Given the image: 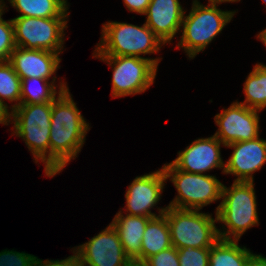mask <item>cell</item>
<instances>
[{
	"label": "cell",
	"mask_w": 266,
	"mask_h": 266,
	"mask_svg": "<svg viewBox=\"0 0 266 266\" xmlns=\"http://www.w3.org/2000/svg\"><path fill=\"white\" fill-rule=\"evenodd\" d=\"M21 17H68L67 0H8Z\"/></svg>",
	"instance_id": "cell-20"
},
{
	"label": "cell",
	"mask_w": 266,
	"mask_h": 266,
	"mask_svg": "<svg viewBox=\"0 0 266 266\" xmlns=\"http://www.w3.org/2000/svg\"><path fill=\"white\" fill-rule=\"evenodd\" d=\"M52 81L43 78H23L21 79V99L20 104H36L44 102H53L62 92L69 89L66 82H59V90L57 91L56 75L52 77ZM35 84H39L36 86Z\"/></svg>",
	"instance_id": "cell-19"
},
{
	"label": "cell",
	"mask_w": 266,
	"mask_h": 266,
	"mask_svg": "<svg viewBox=\"0 0 266 266\" xmlns=\"http://www.w3.org/2000/svg\"><path fill=\"white\" fill-rule=\"evenodd\" d=\"M145 263L148 266H180L178 249L174 246L149 257Z\"/></svg>",
	"instance_id": "cell-27"
},
{
	"label": "cell",
	"mask_w": 266,
	"mask_h": 266,
	"mask_svg": "<svg viewBox=\"0 0 266 266\" xmlns=\"http://www.w3.org/2000/svg\"><path fill=\"white\" fill-rule=\"evenodd\" d=\"M166 219L170 228L171 244L176 249L210 248L219 239L217 216L200 210L167 206Z\"/></svg>",
	"instance_id": "cell-6"
},
{
	"label": "cell",
	"mask_w": 266,
	"mask_h": 266,
	"mask_svg": "<svg viewBox=\"0 0 266 266\" xmlns=\"http://www.w3.org/2000/svg\"><path fill=\"white\" fill-rule=\"evenodd\" d=\"M252 253L246 246H239L238 241L219 239L210 247L208 266H245Z\"/></svg>",
	"instance_id": "cell-21"
},
{
	"label": "cell",
	"mask_w": 266,
	"mask_h": 266,
	"mask_svg": "<svg viewBox=\"0 0 266 266\" xmlns=\"http://www.w3.org/2000/svg\"><path fill=\"white\" fill-rule=\"evenodd\" d=\"M68 17H21L12 19L15 43L25 49L48 50L61 54Z\"/></svg>",
	"instance_id": "cell-9"
},
{
	"label": "cell",
	"mask_w": 266,
	"mask_h": 266,
	"mask_svg": "<svg viewBox=\"0 0 266 266\" xmlns=\"http://www.w3.org/2000/svg\"><path fill=\"white\" fill-rule=\"evenodd\" d=\"M225 146L215 135L194 140L171 163L179 170L207 174L208 171L219 168L224 173L225 162L221 158L220 147Z\"/></svg>",
	"instance_id": "cell-13"
},
{
	"label": "cell",
	"mask_w": 266,
	"mask_h": 266,
	"mask_svg": "<svg viewBox=\"0 0 266 266\" xmlns=\"http://www.w3.org/2000/svg\"><path fill=\"white\" fill-rule=\"evenodd\" d=\"M166 181L162 168L137 176L125 192V214L149 218L159 216L151 212V209L161 200Z\"/></svg>",
	"instance_id": "cell-12"
},
{
	"label": "cell",
	"mask_w": 266,
	"mask_h": 266,
	"mask_svg": "<svg viewBox=\"0 0 266 266\" xmlns=\"http://www.w3.org/2000/svg\"><path fill=\"white\" fill-rule=\"evenodd\" d=\"M225 147L233 149V152L225 162L224 174L236 176L234 181L254 182L253 174L266 163V139L257 137Z\"/></svg>",
	"instance_id": "cell-14"
},
{
	"label": "cell",
	"mask_w": 266,
	"mask_h": 266,
	"mask_svg": "<svg viewBox=\"0 0 266 266\" xmlns=\"http://www.w3.org/2000/svg\"><path fill=\"white\" fill-rule=\"evenodd\" d=\"M157 209L159 216L148 221L142 237L141 261L143 262L172 246L170 228L165 214L167 206Z\"/></svg>",
	"instance_id": "cell-18"
},
{
	"label": "cell",
	"mask_w": 266,
	"mask_h": 266,
	"mask_svg": "<svg viewBox=\"0 0 266 266\" xmlns=\"http://www.w3.org/2000/svg\"><path fill=\"white\" fill-rule=\"evenodd\" d=\"M259 110L248 108L238 103H231L229 108L214 116L219 127L214 135L226 146L235 142L253 140L259 137Z\"/></svg>",
	"instance_id": "cell-10"
},
{
	"label": "cell",
	"mask_w": 266,
	"mask_h": 266,
	"mask_svg": "<svg viewBox=\"0 0 266 266\" xmlns=\"http://www.w3.org/2000/svg\"><path fill=\"white\" fill-rule=\"evenodd\" d=\"M6 6V4H5V2H4V0H0V16L1 15H3L4 13H5V8H7V6Z\"/></svg>",
	"instance_id": "cell-34"
},
{
	"label": "cell",
	"mask_w": 266,
	"mask_h": 266,
	"mask_svg": "<svg viewBox=\"0 0 266 266\" xmlns=\"http://www.w3.org/2000/svg\"><path fill=\"white\" fill-rule=\"evenodd\" d=\"M73 266H87L79 261L77 258L73 261Z\"/></svg>",
	"instance_id": "cell-36"
},
{
	"label": "cell",
	"mask_w": 266,
	"mask_h": 266,
	"mask_svg": "<svg viewBox=\"0 0 266 266\" xmlns=\"http://www.w3.org/2000/svg\"><path fill=\"white\" fill-rule=\"evenodd\" d=\"M184 13L179 0H150L145 23L164 45L169 44L181 32Z\"/></svg>",
	"instance_id": "cell-16"
},
{
	"label": "cell",
	"mask_w": 266,
	"mask_h": 266,
	"mask_svg": "<svg viewBox=\"0 0 266 266\" xmlns=\"http://www.w3.org/2000/svg\"><path fill=\"white\" fill-rule=\"evenodd\" d=\"M21 99V78L14 71L9 61L0 62V100L15 102L10 106L15 109L20 105Z\"/></svg>",
	"instance_id": "cell-23"
},
{
	"label": "cell",
	"mask_w": 266,
	"mask_h": 266,
	"mask_svg": "<svg viewBox=\"0 0 266 266\" xmlns=\"http://www.w3.org/2000/svg\"><path fill=\"white\" fill-rule=\"evenodd\" d=\"M219 5L220 3L209 2L205 6L199 0H193L189 14L184 13L180 30L183 32L175 48L184 49L190 59L203 52L212 40L222 33L236 13L221 10Z\"/></svg>",
	"instance_id": "cell-3"
},
{
	"label": "cell",
	"mask_w": 266,
	"mask_h": 266,
	"mask_svg": "<svg viewBox=\"0 0 266 266\" xmlns=\"http://www.w3.org/2000/svg\"><path fill=\"white\" fill-rule=\"evenodd\" d=\"M69 89L52 102L50 122V178L59 174L80 153L89 123L74 102Z\"/></svg>",
	"instance_id": "cell-1"
},
{
	"label": "cell",
	"mask_w": 266,
	"mask_h": 266,
	"mask_svg": "<svg viewBox=\"0 0 266 266\" xmlns=\"http://www.w3.org/2000/svg\"><path fill=\"white\" fill-rule=\"evenodd\" d=\"M76 255L73 253V255L61 259V260H42L37 257L34 266H73V261L76 259Z\"/></svg>",
	"instance_id": "cell-29"
},
{
	"label": "cell",
	"mask_w": 266,
	"mask_h": 266,
	"mask_svg": "<svg viewBox=\"0 0 266 266\" xmlns=\"http://www.w3.org/2000/svg\"><path fill=\"white\" fill-rule=\"evenodd\" d=\"M11 112H9L10 110ZM13 110L11 107H8L7 103L0 100V124L2 125H10L12 122Z\"/></svg>",
	"instance_id": "cell-30"
},
{
	"label": "cell",
	"mask_w": 266,
	"mask_h": 266,
	"mask_svg": "<svg viewBox=\"0 0 266 266\" xmlns=\"http://www.w3.org/2000/svg\"><path fill=\"white\" fill-rule=\"evenodd\" d=\"M14 25L12 19L4 20L0 16V62L9 61L11 53L16 48Z\"/></svg>",
	"instance_id": "cell-24"
},
{
	"label": "cell",
	"mask_w": 266,
	"mask_h": 266,
	"mask_svg": "<svg viewBox=\"0 0 266 266\" xmlns=\"http://www.w3.org/2000/svg\"><path fill=\"white\" fill-rule=\"evenodd\" d=\"M127 266H148V265L145 262H143V261L130 260L127 263Z\"/></svg>",
	"instance_id": "cell-33"
},
{
	"label": "cell",
	"mask_w": 266,
	"mask_h": 266,
	"mask_svg": "<svg viewBox=\"0 0 266 266\" xmlns=\"http://www.w3.org/2000/svg\"><path fill=\"white\" fill-rule=\"evenodd\" d=\"M178 257L180 266H208L210 248H181Z\"/></svg>",
	"instance_id": "cell-25"
},
{
	"label": "cell",
	"mask_w": 266,
	"mask_h": 266,
	"mask_svg": "<svg viewBox=\"0 0 266 266\" xmlns=\"http://www.w3.org/2000/svg\"><path fill=\"white\" fill-rule=\"evenodd\" d=\"M37 257L25 252L4 249L0 252V266H34Z\"/></svg>",
	"instance_id": "cell-26"
},
{
	"label": "cell",
	"mask_w": 266,
	"mask_h": 266,
	"mask_svg": "<svg viewBox=\"0 0 266 266\" xmlns=\"http://www.w3.org/2000/svg\"><path fill=\"white\" fill-rule=\"evenodd\" d=\"M245 266H266V257L260 254L252 253L247 261Z\"/></svg>",
	"instance_id": "cell-31"
},
{
	"label": "cell",
	"mask_w": 266,
	"mask_h": 266,
	"mask_svg": "<svg viewBox=\"0 0 266 266\" xmlns=\"http://www.w3.org/2000/svg\"><path fill=\"white\" fill-rule=\"evenodd\" d=\"M120 209L111 224L116 229L124 252L130 260L141 261L142 237L149 217L125 215ZM124 213V214H123Z\"/></svg>",
	"instance_id": "cell-17"
},
{
	"label": "cell",
	"mask_w": 266,
	"mask_h": 266,
	"mask_svg": "<svg viewBox=\"0 0 266 266\" xmlns=\"http://www.w3.org/2000/svg\"><path fill=\"white\" fill-rule=\"evenodd\" d=\"M109 64L112 73V98L144 93L153 83L162 58L137 56H93Z\"/></svg>",
	"instance_id": "cell-8"
},
{
	"label": "cell",
	"mask_w": 266,
	"mask_h": 266,
	"mask_svg": "<svg viewBox=\"0 0 266 266\" xmlns=\"http://www.w3.org/2000/svg\"><path fill=\"white\" fill-rule=\"evenodd\" d=\"M126 8L130 12L144 15L147 11L150 0H123Z\"/></svg>",
	"instance_id": "cell-28"
},
{
	"label": "cell",
	"mask_w": 266,
	"mask_h": 266,
	"mask_svg": "<svg viewBox=\"0 0 266 266\" xmlns=\"http://www.w3.org/2000/svg\"><path fill=\"white\" fill-rule=\"evenodd\" d=\"M240 0H208V3L209 2H214V3H224V2H239Z\"/></svg>",
	"instance_id": "cell-35"
},
{
	"label": "cell",
	"mask_w": 266,
	"mask_h": 266,
	"mask_svg": "<svg viewBox=\"0 0 266 266\" xmlns=\"http://www.w3.org/2000/svg\"><path fill=\"white\" fill-rule=\"evenodd\" d=\"M79 261L87 266H127L126 256L118 232L110 223L88 242L72 249Z\"/></svg>",
	"instance_id": "cell-11"
},
{
	"label": "cell",
	"mask_w": 266,
	"mask_h": 266,
	"mask_svg": "<svg viewBox=\"0 0 266 266\" xmlns=\"http://www.w3.org/2000/svg\"><path fill=\"white\" fill-rule=\"evenodd\" d=\"M9 62L21 79L35 77L50 80L61 67L59 53L22 47L13 50Z\"/></svg>",
	"instance_id": "cell-15"
},
{
	"label": "cell",
	"mask_w": 266,
	"mask_h": 266,
	"mask_svg": "<svg viewBox=\"0 0 266 266\" xmlns=\"http://www.w3.org/2000/svg\"><path fill=\"white\" fill-rule=\"evenodd\" d=\"M257 38L262 42L264 43V46H266V29L260 31L258 34H257ZM264 66H266L265 64L263 63H260Z\"/></svg>",
	"instance_id": "cell-32"
},
{
	"label": "cell",
	"mask_w": 266,
	"mask_h": 266,
	"mask_svg": "<svg viewBox=\"0 0 266 266\" xmlns=\"http://www.w3.org/2000/svg\"><path fill=\"white\" fill-rule=\"evenodd\" d=\"M52 102L20 104L13 109L12 131L21 137L35 163L44 164V173L50 177V122ZM15 133V134H14Z\"/></svg>",
	"instance_id": "cell-5"
},
{
	"label": "cell",
	"mask_w": 266,
	"mask_h": 266,
	"mask_svg": "<svg viewBox=\"0 0 266 266\" xmlns=\"http://www.w3.org/2000/svg\"><path fill=\"white\" fill-rule=\"evenodd\" d=\"M101 39L93 56H137L155 54L164 45L144 23L142 26L108 21L102 25Z\"/></svg>",
	"instance_id": "cell-4"
},
{
	"label": "cell",
	"mask_w": 266,
	"mask_h": 266,
	"mask_svg": "<svg viewBox=\"0 0 266 266\" xmlns=\"http://www.w3.org/2000/svg\"><path fill=\"white\" fill-rule=\"evenodd\" d=\"M245 100L238 102L248 108L262 111L266 108V66L257 63L243 84Z\"/></svg>",
	"instance_id": "cell-22"
},
{
	"label": "cell",
	"mask_w": 266,
	"mask_h": 266,
	"mask_svg": "<svg viewBox=\"0 0 266 266\" xmlns=\"http://www.w3.org/2000/svg\"><path fill=\"white\" fill-rule=\"evenodd\" d=\"M162 169L166 180L177 190L175 198L167 205L179 209L201 210L221 200L223 184L213 175L188 173L177 169L171 162Z\"/></svg>",
	"instance_id": "cell-7"
},
{
	"label": "cell",
	"mask_w": 266,
	"mask_h": 266,
	"mask_svg": "<svg viewBox=\"0 0 266 266\" xmlns=\"http://www.w3.org/2000/svg\"><path fill=\"white\" fill-rule=\"evenodd\" d=\"M221 199L215 211L217 222L223 223L218 229L220 239L239 241L249 228L258 226L254 182L234 181L231 187L223 184Z\"/></svg>",
	"instance_id": "cell-2"
}]
</instances>
